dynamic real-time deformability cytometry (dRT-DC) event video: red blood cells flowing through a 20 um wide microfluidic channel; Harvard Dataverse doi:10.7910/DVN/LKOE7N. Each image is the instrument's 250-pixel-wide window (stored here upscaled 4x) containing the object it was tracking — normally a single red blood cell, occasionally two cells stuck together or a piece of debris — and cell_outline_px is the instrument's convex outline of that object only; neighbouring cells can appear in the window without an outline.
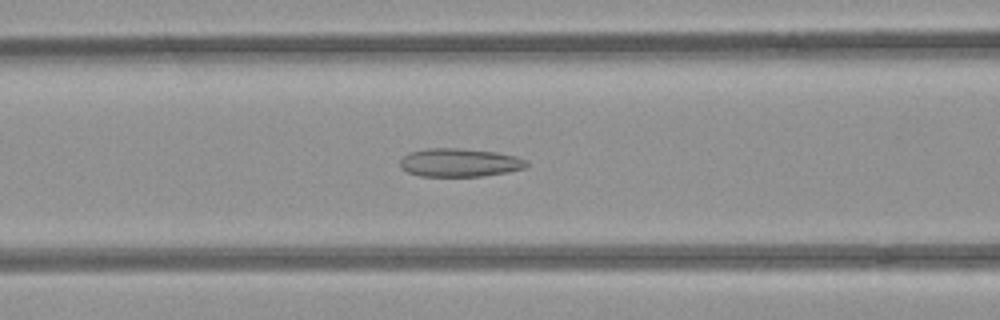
{"species": "common noctule bat (a hibernating species)", "species_latin": "Nyctalus noctula", "temperature_condition": "room temperature", "stored_images_in_passage": 53, "camera_frame_rate_fps": 3000, "um_per_image_px": 0.085, "animal": {"sex": "female", "body_mass_g": 21.9}, "frame": {"image": 1, "passage_image": 22, "time_ms": 7.0, "image_size_px": [1000, 320], "cell_outline_px": [[528, 164], [524, 168], [508, 172], [480, 176], [420, 176], [408, 172], [400, 168], [400, 160], [408, 152], [428, 148], [460, 148], [496, 152], [516, 156], [528, 160]], "centroid_in_image_um": [39.06, 13.81], "position_along_channel_um": 127.5, "area_um2": 20.98}}
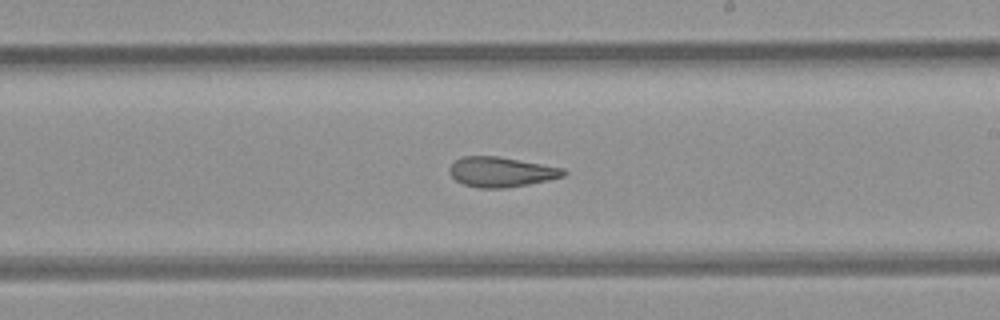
{"frame": {"image": 2, "passage_image": 31, "time_ms": 10.0, "image_size_px": [1000, 320], "cell_outline_px": [[568, 172], [564, 176], [548, 180], [528, 184], [504, 188], [480, 188], [464, 184], [456, 180], [452, 176], [448, 168], [460, 156], [496, 156], [564, 168]], "centroid_in_image_um": [42.6, 14.61], "position_along_channel_um": 246.4, "area_um2": 19.77}}
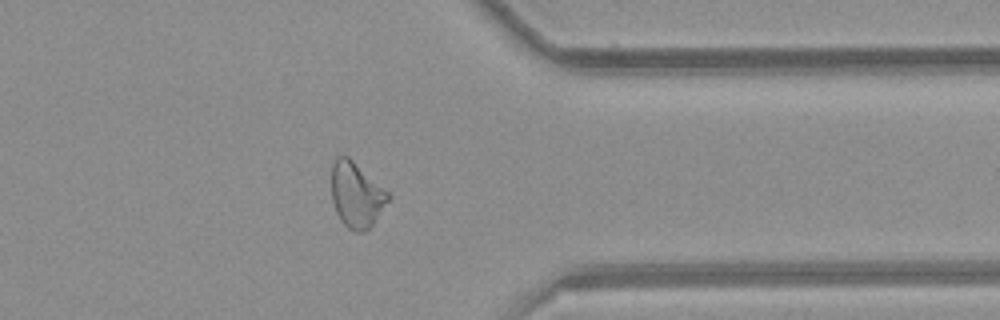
{"frame": {"image": 3, "passage_image": 42, "time_ms": 13.667, "image_size_px": [1000, 320], "cell_outline_px": [[392, 196], [372, 224], [364, 232], [356, 232], [348, 228], [340, 220], [336, 212], [332, 200], [332, 164], [336, 156], [348, 156], [388, 192]], "centroid_in_image_um": [30.28, 16.56], "position_along_channel_um": 381.1, "area_um2": 21.33}, "authors_computed_cell_mechanics": {"area_um2": 22.6576, "velocity_mm_per_s": 3.9585, "shape_relaxation_time_tau1_ms": null, "shape_relaxation_time_tau2_ms": 2.7769, "deformation_change_tau1": null, "deformation_change_tau2": 0.1114}}